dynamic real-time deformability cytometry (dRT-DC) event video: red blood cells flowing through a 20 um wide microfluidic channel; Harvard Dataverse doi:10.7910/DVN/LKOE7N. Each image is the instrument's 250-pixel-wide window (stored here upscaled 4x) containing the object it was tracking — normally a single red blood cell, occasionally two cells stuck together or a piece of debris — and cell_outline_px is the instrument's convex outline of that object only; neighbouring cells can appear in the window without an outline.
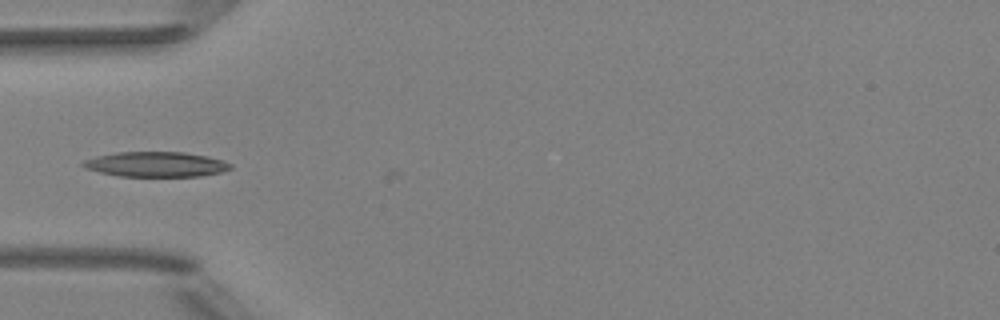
{"species": "Egyptian fruit bat (a non-hibernating species)", "species_latin": "Rousettus aegyptiacus", "temperature_condition": "room temperature", "stored_images_in_passage": 35, "camera_frame_rate_fps": 3000, "um_per_image_px": 0.085, "animal": {"sex": "female"}, "frame": {"image": 1, "passage_image": 1, "time_ms": 0.0, "image_size_px": [1000, 320], "cell_outline_px": [[232, 168], [220, 172], [200, 176], [120, 176], [100, 172], [84, 168], [80, 164], [84, 160], [96, 156], [116, 152], [184, 152], [208, 156], [232, 164]], "centroid_in_image_um": [13.23, 13.96], "position_along_channel_um": 71.8, "area_um2": 21.44}}
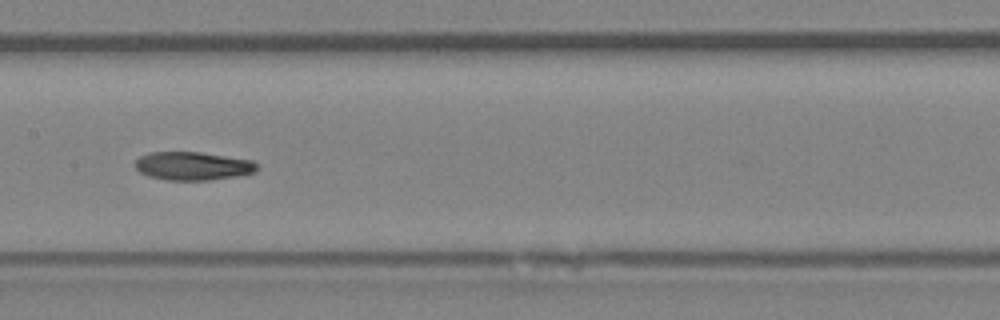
{"frame": {"image": 2, "passage_image": 10, "time_ms": 3.0, "image_size_px": [1000, 320], "cell_outline_px": [[256, 172], [236, 176], [208, 180], [168, 180], [148, 176], [140, 172], [132, 164], [140, 156], [148, 152], [200, 152], [252, 160], [256, 164]], "centroid_in_image_um": [16.34, 14.1], "position_along_channel_um": 191.1, "area_um2": 20.11}}
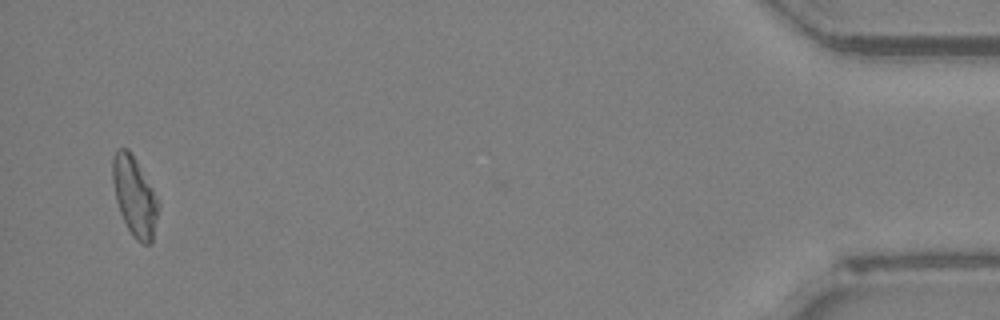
{"frame": {"image": 3, "passage_image": 34, "time_ms": 11.0, "image_size_px": [1000, 320], "cell_outline_px": [[160, 204], [152, 240], [148, 244], [140, 244], [136, 240], [128, 228], [120, 212], [116, 200], [112, 180], [112, 156], [116, 148], [128, 148], [136, 160], [152, 188]], "centroid_in_image_um": [11.42, 16.66], "position_along_channel_um": 423.8, "area_um2": 21.04}}